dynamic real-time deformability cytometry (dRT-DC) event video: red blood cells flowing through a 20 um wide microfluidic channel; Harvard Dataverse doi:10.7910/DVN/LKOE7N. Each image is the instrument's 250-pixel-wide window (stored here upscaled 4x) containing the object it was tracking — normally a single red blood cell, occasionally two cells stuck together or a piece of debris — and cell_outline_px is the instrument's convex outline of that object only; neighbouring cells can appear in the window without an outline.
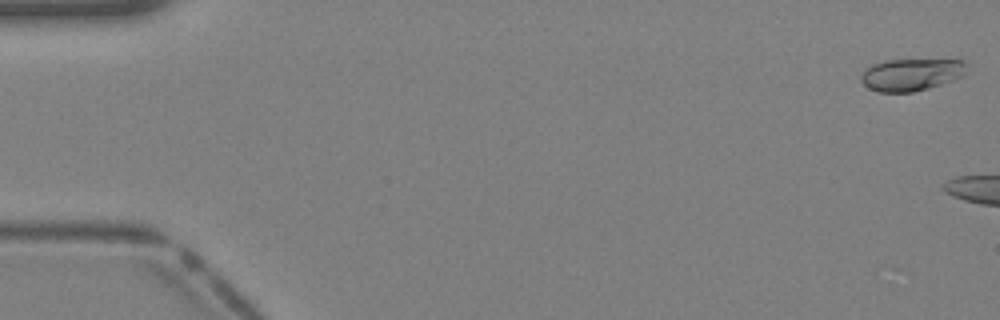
{"species": "Egyptian fruit bat (a non-hibernating species)", "species_latin": "Rousettus aegyptiacus", "temperature_condition": "warm", "stored_images_in_passage": 4, "camera_frame_rate_fps": 3000, "um_per_image_px": 0.085, "animal": {"sex": "female"}, "frame": {"image": 1, "passage_image": 1, "time_ms": 0.0, "image_size_px": [1000, 320], "cell_outline_px": [[964, 72], [960, 76], [952, 80], [928, 88], [912, 92], [876, 92], [868, 88], [860, 80], [860, 76], [872, 64], [884, 60], [960, 60], [964, 64]], "centroid_in_image_um": [77.37, 6.35], "position_along_channel_um": 7.6, "area_um2": 19.42}}